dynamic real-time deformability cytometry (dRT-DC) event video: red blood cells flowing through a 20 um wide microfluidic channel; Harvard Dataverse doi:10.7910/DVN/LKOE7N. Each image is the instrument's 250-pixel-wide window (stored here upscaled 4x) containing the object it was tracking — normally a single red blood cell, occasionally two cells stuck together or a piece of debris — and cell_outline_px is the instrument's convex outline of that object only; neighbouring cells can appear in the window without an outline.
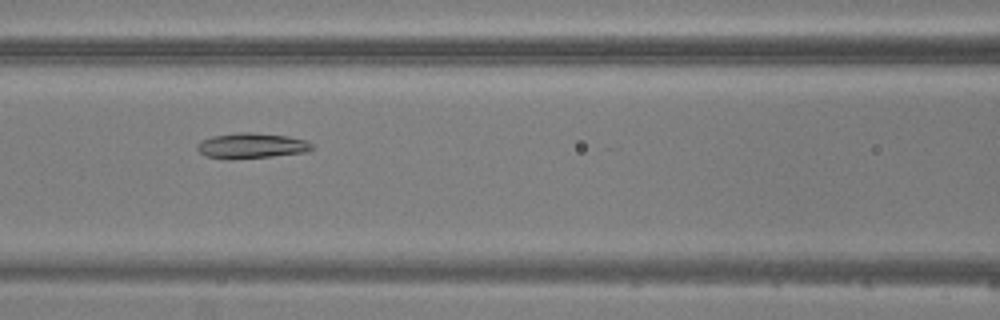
{"species": "common noctule bat (a hibernating species)", "species_latin": "Nyctalus noctula", "temperature_condition": "warm", "stored_images_in_passage": 6, "camera_frame_rate_fps": 3000, "um_per_image_px": 0.085, "animal": {"sex": "male", "body_mass_g": 20.5, "forearm_length_mm": 52.5}, "frame": {"image": 1, "passage_image": 6, "time_ms": 6.667, "image_size_px": [1000, 320], "cell_outline_px": [[316, 148], [308, 152], [272, 156], [232, 160], [228, 160], [204, 156], [196, 148], [196, 144], [200, 140], [212, 136], [240, 132], [248, 132], [288, 136], [304, 140], [312, 144]], "centroid_in_image_um": [21.34, 12.4], "position_along_channel_um": 145.3, "area_um2": 17.28}}